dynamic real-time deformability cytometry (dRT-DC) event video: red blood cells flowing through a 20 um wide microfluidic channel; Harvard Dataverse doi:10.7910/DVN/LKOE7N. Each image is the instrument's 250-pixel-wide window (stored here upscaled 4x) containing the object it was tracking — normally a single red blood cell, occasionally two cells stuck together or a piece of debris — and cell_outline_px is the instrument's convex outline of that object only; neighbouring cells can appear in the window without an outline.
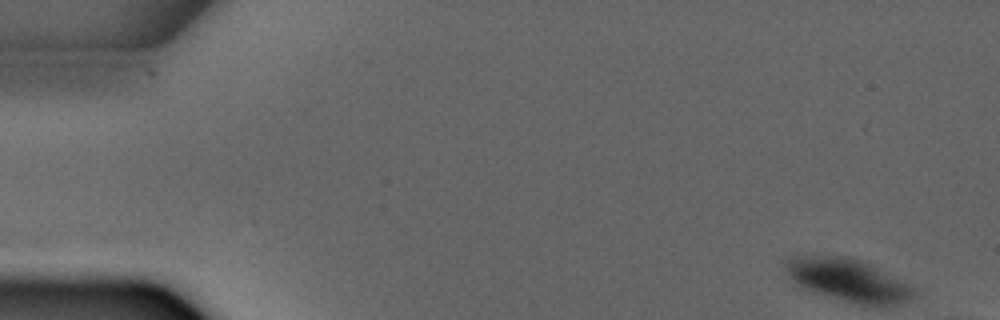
{"species": "common noctule bat (a hibernating species)", "species_latin": "Nyctalus noctula", "temperature_condition": "warm", "stored_images_in_passage": 5, "camera_frame_rate_fps": 3000, "um_per_image_px": 0.085, "animal": {"sex": "male", "forearm_length_mm": 52.5}, "frame": {"image": 1, "passage_image": 1, "time_ms": 0.0, "image_size_px": [1000, 320], "cell_outline_px": [[920, 292], [908, 300], [896, 304], [860, 304], [804, 288], [796, 284], [788, 276], [784, 268], [784, 260], [792, 256], [848, 256], [872, 264], [916, 288]], "centroid_in_image_um": [72.1, 23.77], "position_along_channel_um": 12.9, "area_um2": 31.56}}